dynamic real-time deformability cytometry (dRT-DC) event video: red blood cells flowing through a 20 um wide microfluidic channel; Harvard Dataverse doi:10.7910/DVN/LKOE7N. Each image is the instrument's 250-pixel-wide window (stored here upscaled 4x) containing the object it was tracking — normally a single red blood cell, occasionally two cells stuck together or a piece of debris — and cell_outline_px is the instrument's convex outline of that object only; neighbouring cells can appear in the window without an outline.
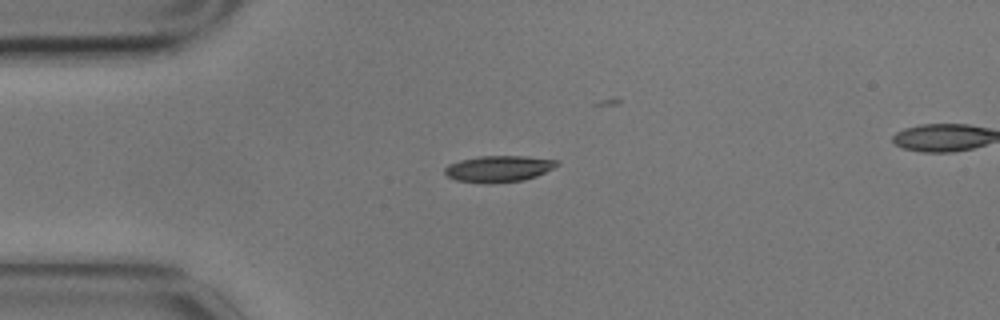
{"species": "common noctule bat (a hibernating species)", "species_latin": "Nyctalus noctula", "temperature_condition": "cold", "stored_images_in_passage": 3, "segment_of_instrument_passage": [1, 2], "camera_frame_rate_fps": 3000, "um_per_image_px": 0.085, "animal": {"sex": "male", "body_mass_g": 17.9}, "frame": {"image": 1, "passage_image": 1, "time_ms": 0.0, "image_size_px": [1000, 320], "cell_outline_px": [[560, 164], [536, 176], [524, 180], [488, 184], [484, 184], [456, 180], [448, 176], [444, 172], [444, 168], [448, 164], [460, 160], [480, 156], [524, 156], [560, 160]], "centroid_in_image_um": [42.38, 14.35], "position_along_channel_um": 42.6, "area_um2": 17.34}}